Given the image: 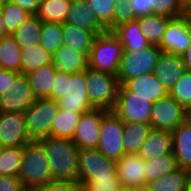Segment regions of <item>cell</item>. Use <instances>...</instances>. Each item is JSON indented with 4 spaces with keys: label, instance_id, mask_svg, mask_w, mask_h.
Returning a JSON list of instances; mask_svg holds the SVG:
<instances>
[{
    "label": "cell",
    "instance_id": "6da1fadb",
    "mask_svg": "<svg viewBox=\"0 0 191 191\" xmlns=\"http://www.w3.org/2000/svg\"><path fill=\"white\" fill-rule=\"evenodd\" d=\"M51 99L57 100L59 109L67 111L87 112L94 109L87 94L85 71L56 73Z\"/></svg>",
    "mask_w": 191,
    "mask_h": 191
},
{
    "label": "cell",
    "instance_id": "7a4b0ae2",
    "mask_svg": "<svg viewBox=\"0 0 191 191\" xmlns=\"http://www.w3.org/2000/svg\"><path fill=\"white\" fill-rule=\"evenodd\" d=\"M40 142L49 159L52 180L77 181L80 149L74 141L49 136Z\"/></svg>",
    "mask_w": 191,
    "mask_h": 191
},
{
    "label": "cell",
    "instance_id": "3957f363",
    "mask_svg": "<svg viewBox=\"0 0 191 191\" xmlns=\"http://www.w3.org/2000/svg\"><path fill=\"white\" fill-rule=\"evenodd\" d=\"M123 45L112 31L96 36L88 57V67L100 72L116 75L120 69Z\"/></svg>",
    "mask_w": 191,
    "mask_h": 191
},
{
    "label": "cell",
    "instance_id": "277c9868",
    "mask_svg": "<svg viewBox=\"0 0 191 191\" xmlns=\"http://www.w3.org/2000/svg\"><path fill=\"white\" fill-rule=\"evenodd\" d=\"M18 177L27 190L52 180L49 159L40 141H30L24 145Z\"/></svg>",
    "mask_w": 191,
    "mask_h": 191
},
{
    "label": "cell",
    "instance_id": "5b68a950",
    "mask_svg": "<svg viewBox=\"0 0 191 191\" xmlns=\"http://www.w3.org/2000/svg\"><path fill=\"white\" fill-rule=\"evenodd\" d=\"M89 102L94 109L113 111L116 105L120 83L116 75L85 70Z\"/></svg>",
    "mask_w": 191,
    "mask_h": 191
},
{
    "label": "cell",
    "instance_id": "8992f818",
    "mask_svg": "<svg viewBox=\"0 0 191 191\" xmlns=\"http://www.w3.org/2000/svg\"><path fill=\"white\" fill-rule=\"evenodd\" d=\"M57 100L38 98L24 112L26 130L31 141L51 136V126L58 113Z\"/></svg>",
    "mask_w": 191,
    "mask_h": 191
},
{
    "label": "cell",
    "instance_id": "52a82bcc",
    "mask_svg": "<svg viewBox=\"0 0 191 191\" xmlns=\"http://www.w3.org/2000/svg\"><path fill=\"white\" fill-rule=\"evenodd\" d=\"M90 180H119L116 161L105 157L97 148L79 151L77 181L83 186Z\"/></svg>",
    "mask_w": 191,
    "mask_h": 191
},
{
    "label": "cell",
    "instance_id": "ba28073f",
    "mask_svg": "<svg viewBox=\"0 0 191 191\" xmlns=\"http://www.w3.org/2000/svg\"><path fill=\"white\" fill-rule=\"evenodd\" d=\"M161 52L156 45L136 51H123L117 74L120 85H124L128 80L138 76L153 73Z\"/></svg>",
    "mask_w": 191,
    "mask_h": 191
},
{
    "label": "cell",
    "instance_id": "9c48e42d",
    "mask_svg": "<svg viewBox=\"0 0 191 191\" xmlns=\"http://www.w3.org/2000/svg\"><path fill=\"white\" fill-rule=\"evenodd\" d=\"M123 130L124 122L113 111L102 118L97 149L105 157L117 161L125 154Z\"/></svg>",
    "mask_w": 191,
    "mask_h": 191
},
{
    "label": "cell",
    "instance_id": "30bf717a",
    "mask_svg": "<svg viewBox=\"0 0 191 191\" xmlns=\"http://www.w3.org/2000/svg\"><path fill=\"white\" fill-rule=\"evenodd\" d=\"M153 103L142 96H131V91L120 85L113 112L128 123H149Z\"/></svg>",
    "mask_w": 191,
    "mask_h": 191
},
{
    "label": "cell",
    "instance_id": "8fae6325",
    "mask_svg": "<svg viewBox=\"0 0 191 191\" xmlns=\"http://www.w3.org/2000/svg\"><path fill=\"white\" fill-rule=\"evenodd\" d=\"M185 116L186 109L167 95L153 103L149 124L154 129L173 132L185 122Z\"/></svg>",
    "mask_w": 191,
    "mask_h": 191
},
{
    "label": "cell",
    "instance_id": "7c38bea8",
    "mask_svg": "<svg viewBox=\"0 0 191 191\" xmlns=\"http://www.w3.org/2000/svg\"><path fill=\"white\" fill-rule=\"evenodd\" d=\"M35 101L28 77L20 74L10 90L0 96V113H23Z\"/></svg>",
    "mask_w": 191,
    "mask_h": 191
},
{
    "label": "cell",
    "instance_id": "4fadbf2b",
    "mask_svg": "<svg viewBox=\"0 0 191 191\" xmlns=\"http://www.w3.org/2000/svg\"><path fill=\"white\" fill-rule=\"evenodd\" d=\"M191 44V25L183 16L172 18L158 48L165 53L182 56Z\"/></svg>",
    "mask_w": 191,
    "mask_h": 191
},
{
    "label": "cell",
    "instance_id": "5bb4252c",
    "mask_svg": "<svg viewBox=\"0 0 191 191\" xmlns=\"http://www.w3.org/2000/svg\"><path fill=\"white\" fill-rule=\"evenodd\" d=\"M108 112L103 109H93L82 114L72 139L80 150L97 148L100 140V124Z\"/></svg>",
    "mask_w": 191,
    "mask_h": 191
},
{
    "label": "cell",
    "instance_id": "9a60e30c",
    "mask_svg": "<svg viewBox=\"0 0 191 191\" xmlns=\"http://www.w3.org/2000/svg\"><path fill=\"white\" fill-rule=\"evenodd\" d=\"M23 113H0V145L24 146L30 142Z\"/></svg>",
    "mask_w": 191,
    "mask_h": 191
},
{
    "label": "cell",
    "instance_id": "2e32d148",
    "mask_svg": "<svg viewBox=\"0 0 191 191\" xmlns=\"http://www.w3.org/2000/svg\"><path fill=\"white\" fill-rule=\"evenodd\" d=\"M145 161L138 154H124L116 161L117 176L122 187H146Z\"/></svg>",
    "mask_w": 191,
    "mask_h": 191
},
{
    "label": "cell",
    "instance_id": "e0dca14e",
    "mask_svg": "<svg viewBox=\"0 0 191 191\" xmlns=\"http://www.w3.org/2000/svg\"><path fill=\"white\" fill-rule=\"evenodd\" d=\"M185 65L180 55L161 52L153 74L169 92L185 73Z\"/></svg>",
    "mask_w": 191,
    "mask_h": 191
},
{
    "label": "cell",
    "instance_id": "ac0fdd59",
    "mask_svg": "<svg viewBox=\"0 0 191 191\" xmlns=\"http://www.w3.org/2000/svg\"><path fill=\"white\" fill-rule=\"evenodd\" d=\"M173 137L172 133L167 130L152 128L148 138L141 145L138 155L144 161H150L154 158L172 154Z\"/></svg>",
    "mask_w": 191,
    "mask_h": 191
},
{
    "label": "cell",
    "instance_id": "d6986e66",
    "mask_svg": "<svg viewBox=\"0 0 191 191\" xmlns=\"http://www.w3.org/2000/svg\"><path fill=\"white\" fill-rule=\"evenodd\" d=\"M64 24L94 31L97 35L106 31L96 19L93 10L86 0H72L71 10Z\"/></svg>",
    "mask_w": 191,
    "mask_h": 191
},
{
    "label": "cell",
    "instance_id": "ffe728a7",
    "mask_svg": "<svg viewBox=\"0 0 191 191\" xmlns=\"http://www.w3.org/2000/svg\"><path fill=\"white\" fill-rule=\"evenodd\" d=\"M124 85L131 91V96H142L152 103L169 95L167 89L153 73L130 79Z\"/></svg>",
    "mask_w": 191,
    "mask_h": 191
},
{
    "label": "cell",
    "instance_id": "44dd1931",
    "mask_svg": "<svg viewBox=\"0 0 191 191\" xmlns=\"http://www.w3.org/2000/svg\"><path fill=\"white\" fill-rule=\"evenodd\" d=\"M52 64L56 73H80L88 68V57L62 45L53 55Z\"/></svg>",
    "mask_w": 191,
    "mask_h": 191
},
{
    "label": "cell",
    "instance_id": "7402d4cb",
    "mask_svg": "<svg viewBox=\"0 0 191 191\" xmlns=\"http://www.w3.org/2000/svg\"><path fill=\"white\" fill-rule=\"evenodd\" d=\"M172 133L173 154L178 168L191 170V125L186 121L180 124Z\"/></svg>",
    "mask_w": 191,
    "mask_h": 191
},
{
    "label": "cell",
    "instance_id": "603a6c76",
    "mask_svg": "<svg viewBox=\"0 0 191 191\" xmlns=\"http://www.w3.org/2000/svg\"><path fill=\"white\" fill-rule=\"evenodd\" d=\"M112 32L123 45V51H136L150 46L147 38L142 34L141 26L137 19L117 26Z\"/></svg>",
    "mask_w": 191,
    "mask_h": 191
},
{
    "label": "cell",
    "instance_id": "cb8c5ba5",
    "mask_svg": "<svg viewBox=\"0 0 191 191\" xmlns=\"http://www.w3.org/2000/svg\"><path fill=\"white\" fill-rule=\"evenodd\" d=\"M96 36L97 34L94 31L63 24V45L77 52H81L87 57H89Z\"/></svg>",
    "mask_w": 191,
    "mask_h": 191
},
{
    "label": "cell",
    "instance_id": "d4e9b609",
    "mask_svg": "<svg viewBox=\"0 0 191 191\" xmlns=\"http://www.w3.org/2000/svg\"><path fill=\"white\" fill-rule=\"evenodd\" d=\"M55 74L56 71L53 64L41 66L38 69L26 74L36 99H51V89L54 85Z\"/></svg>",
    "mask_w": 191,
    "mask_h": 191
},
{
    "label": "cell",
    "instance_id": "484cf974",
    "mask_svg": "<svg viewBox=\"0 0 191 191\" xmlns=\"http://www.w3.org/2000/svg\"><path fill=\"white\" fill-rule=\"evenodd\" d=\"M141 26L143 36H145L150 45L159 46L166 31L168 22L172 19L164 15H143L136 17Z\"/></svg>",
    "mask_w": 191,
    "mask_h": 191
},
{
    "label": "cell",
    "instance_id": "4316f807",
    "mask_svg": "<svg viewBox=\"0 0 191 191\" xmlns=\"http://www.w3.org/2000/svg\"><path fill=\"white\" fill-rule=\"evenodd\" d=\"M72 0H40L36 16L42 22L64 24L71 10Z\"/></svg>",
    "mask_w": 191,
    "mask_h": 191
},
{
    "label": "cell",
    "instance_id": "83f0119b",
    "mask_svg": "<svg viewBox=\"0 0 191 191\" xmlns=\"http://www.w3.org/2000/svg\"><path fill=\"white\" fill-rule=\"evenodd\" d=\"M43 22L36 16L31 15L11 35L21 49L40 45V37Z\"/></svg>",
    "mask_w": 191,
    "mask_h": 191
},
{
    "label": "cell",
    "instance_id": "f1b7e54d",
    "mask_svg": "<svg viewBox=\"0 0 191 191\" xmlns=\"http://www.w3.org/2000/svg\"><path fill=\"white\" fill-rule=\"evenodd\" d=\"M152 127L149 123L124 122L123 145L125 154H138L141 145L148 138Z\"/></svg>",
    "mask_w": 191,
    "mask_h": 191
},
{
    "label": "cell",
    "instance_id": "f546056e",
    "mask_svg": "<svg viewBox=\"0 0 191 191\" xmlns=\"http://www.w3.org/2000/svg\"><path fill=\"white\" fill-rule=\"evenodd\" d=\"M0 66L6 71L22 72L21 47L11 35L0 38Z\"/></svg>",
    "mask_w": 191,
    "mask_h": 191
},
{
    "label": "cell",
    "instance_id": "4dcf8cb0",
    "mask_svg": "<svg viewBox=\"0 0 191 191\" xmlns=\"http://www.w3.org/2000/svg\"><path fill=\"white\" fill-rule=\"evenodd\" d=\"M83 113L59 109L51 126V137L72 140Z\"/></svg>",
    "mask_w": 191,
    "mask_h": 191
},
{
    "label": "cell",
    "instance_id": "1f68e13d",
    "mask_svg": "<svg viewBox=\"0 0 191 191\" xmlns=\"http://www.w3.org/2000/svg\"><path fill=\"white\" fill-rule=\"evenodd\" d=\"M189 171L178 168L158 180L147 183L150 191H187Z\"/></svg>",
    "mask_w": 191,
    "mask_h": 191
},
{
    "label": "cell",
    "instance_id": "d6a6232c",
    "mask_svg": "<svg viewBox=\"0 0 191 191\" xmlns=\"http://www.w3.org/2000/svg\"><path fill=\"white\" fill-rule=\"evenodd\" d=\"M146 184L158 180L164 175L172 173L178 169L177 160L174 154H167L150 161H145Z\"/></svg>",
    "mask_w": 191,
    "mask_h": 191
},
{
    "label": "cell",
    "instance_id": "836d02e7",
    "mask_svg": "<svg viewBox=\"0 0 191 191\" xmlns=\"http://www.w3.org/2000/svg\"><path fill=\"white\" fill-rule=\"evenodd\" d=\"M21 74H28L41 66L52 64L53 55L46 52L41 45L21 49Z\"/></svg>",
    "mask_w": 191,
    "mask_h": 191
},
{
    "label": "cell",
    "instance_id": "e575fe53",
    "mask_svg": "<svg viewBox=\"0 0 191 191\" xmlns=\"http://www.w3.org/2000/svg\"><path fill=\"white\" fill-rule=\"evenodd\" d=\"M24 146L2 147L0 151V176H18Z\"/></svg>",
    "mask_w": 191,
    "mask_h": 191
},
{
    "label": "cell",
    "instance_id": "d590c367",
    "mask_svg": "<svg viewBox=\"0 0 191 191\" xmlns=\"http://www.w3.org/2000/svg\"><path fill=\"white\" fill-rule=\"evenodd\" d=\"M1 15L4 22V36L12 35L31 16L27 11L11 1L2 4Z\"/></svg>",
    "mask_w": 191,
    "mask_h": 191
},
{
    "label": "cell",
    "instance_id": "8d00e7d4",
    "mask_svg": "<svg viewBox=\"0 0 191 191\" xmlns=\"http://www.w3.org/2000/svg\"><path fill=\"white\" fill-rule=\"evenodd\" d=\"M42 48L54 55L55 52L63 45V24L43 22L40 37Z\"/></svg>",
    "mask_w": 191,
    "mask_h": 191
},
{
    "label": "cell",
    "instance_id": "74e56055",
    "mask_svg": "<svg viewBox=\"0 0 191 191\" xmlns=\"http://www.w3.org/2000/svg\"><path fill=\"white\" fill-rule=\"evenodd\" d=\"M98 22L107 30H113V9L117 0H86Z\"/></svg>",
    "mask_w": 191,
    "mask_h": 191
},
{
    "label": "cell",
    "instance_id": "f35d334b",
    "mask_svg": "<svg viewBox=\"0 0 191 191\" xmlns=\"http://www.w3.org/2000/svg\"><path fill=\"white\" fill-rule=\"evenodd\" d=\"M169 95L185 109L191 106V72L185 71Z\"/></svg>",
    "mask_w": 191,
    "mask_h": 191
},
{
    "label": "cell",
    "instance_id": "ab89813d",
    "mask_svg": "<svg viewBox=\"0 0 191 191\" xmlns=\"http://www.w3.org/2000/svg\"><path fill=\"white\" fill-rule=\"evenodd\" d=\"M83 186L78 181L50 180L49 182L33 186L29 191H82Z\"/></svg>",
    "mask_w": 191,
    "mask_h": 191
},
{
    "label": "cell",
    "instance_id": "60d3db41",
    "mask_svg": "<svg viewBox=\"0 0 191 191\" xmlns=\"http://www.w3.org/2000/svg\"><path fill=\"white\" fill-rule=\"evenodd\" d=\"M152 14L170 18L181 17L183 16V5L179 0H156Z\"/></svg>",
    "mask_w": 191,
    "mask_h": 191
},
{
    "label": "cell",
    "instance_id": "b9f144b4",
    "mask_svg": "<svg viewBox=\"0 0 191 191\" xmlns=\"http://www.w3.org/2000/svg\"><path fill=\"white\" fill-rule=\"evenodd\" d=\"M136 19L129 0H117L113 9V29L117 26Z\"/></svg>",
    "mask_w": 191,
    "mask_h": 191
},
{
    "label": "cell",
    "instance_id": "7bdbcfd3",
    "mask_svg": "<svg viewBox=\"0 0 191 191\" xmlns=\"http://www.w3.org/2000/svg\"><path fill=\"white\" fill-rule=\"evenodd\" d=\"M83 188L86 191H120L122 184L119 180H90Z\"/></svg>",
    "mask_w": 191,
    "mask_h": 191
},
{
    "label": "cell",
    "instance_id": "ee69618b",
    "mask_svg": "<svg viewBox=\"0 0 191 191\" xmlns=\"http://www.w3.org/2000/svg\"><path fill=\"white\" fill-rule=\"evenodd\" d=\"M135 17L152 14L156 0H129Z\"/></svg>",
    "mask_w": 191,
    "mask_h": 191
},
{
    "label": "cell",
    "instance_id": "f6af8a7d",
    "mask_svg": "<svg viewBox=\"0 0 191 191\" xmlns=\"http://www.w3.org/2000/svg\"><path fill=\"white\" fill-rule=\"evenodd\" d=\"M18 176H0V191H26Z\"/></svg>",
    "mask_w": 191,
    "mask_h": 191
},
{
    "label": "cell",
    "instance_id": "bcb514c9",
    "mask_svg": "<svg viewBox=\"0 0 191 191\" xmlns=\"http://www.w3.org/2000/svg\"><path fill=\"white\" fill-rule=\"evenodd\" d=\"M20 72L6 71L4 69L0 72V96L10 90L11 85L15 84V80L20 75Z\"/></svg>",
    "mask_w": 191,
    "mask_h": 191
},
{
    "label": "cell",
    "instance_id": "7dc6e473",
    "mask_svg": "<svg viewBox=\"0 0 191 191\" xmlns=\"http://www.w3.org/2000/svg\"><path fill=\"white\" fill-rule=\"evenodd\" d=\"M31 15H36L40 0H11Z\"/></svg>",
    "mask_w": 191,
    "mask_h": 191
},
{
    "label": "cell",
    "instance_id": "c3c4849f",
    "mask_svg": "<svg viewBox=\"0 0 191 191\" xmlns=\"http://www.w3.org/2000/svg\"><path fill=\"white\" fill-rule=\"evenodd\" d=\"M181 57L183 59L186 71L191 72V44Z\"/></svg>",
    "mask_w": 191,
    "mask_h": 191
},
{
    "label": "cell",
    "instance_id": "681fc988",
    "mask_svg": "<svg viewBox=\"0 0 191 191\" xmlns=\"http://www.w3.org/2000/svg\"><path fill=\"white\" fill-rule=\"evenodd\" d=\"M183 17L191 25V1L183 6Z\"/></svg>",
    "mask_w": 191,
    "mask_h": 191
},
{
    "label": "cell",
    "instance_id": "f907efd6",
    "mask_svg": "<svg viewBox=\"0 0 191 191\" xmlns=\"http://www.w3.org/2000/svg\"><path fill=\"white\" fill-rule=\"evenodd\" d=\"M185 121L191 125V106L186 108V116H185Z\"/></svg>",
    "mask_w": 191,
    "mask_h": 191
},
{
    "label": "cell",
    "instance_id": "816d5d0a",
    "mask_svg": "<svg viewBox=\"0 0 191 191\" xmlns=\"http://www.w3.org/2000/svg\"><path fill=\"white\" fill-rule=\"evenodd\" d=\"M4 36V22L0 12V38Z\"/></svg>",
    "mask_w": 191,
    "mask_h": 191
},
{
    "label": "cell",
    "instance_id": "f5cc1de1",
    "mask_svg": "<svg viewBox=\"0 0 191 191\" xmlns=\"http://www.w3.org/2000/svg\"><path fill=\"white\" fill-rule=\"evenodd\" d=\"M120 191H140L139 188H132V187H122Z\"/></svg>",
    "mask_w": 191,
    "mask_h": 191
},
{
    "label": "cell",
    "instance_id": "db71d44e",
    "mask_svg": "<svg viewBox=\"0 0 191 191\" xmlns=\"http://www.w3.org/2000/svg\"><path fill=\"white\" fill-rule=\"evenodd\" d=\"M187 191H191V170L189 171Z\"/></svg>",
    "mask_w": 191,
    "mask_h": 191
},
{
    "label": "cell",
    "instance_id": "11a10c76",
    "mask_svg": "<svg viewBox=\"0 0 191 191\" xmlns=\"http://www.w3.org/2000/svg\"><path fill=\"white\" fill-rule=\"evenodd\" d=\"M181 2V4L184 6L186 3H188L191 0H179Z\"/></svg>",
    "mask_w": 191,
    "mask_h": 191
},
{
    "label": "cell",
    "instance_id": "9f6ffc18",
    "mask_svg": "<svg viewBox=\"0 0 191 191\" xmlns=\"http://www.w3.org/2000/svg\"><path fill=\"white\" fill-rule=\"evenodd\" d=\"M11 0H0V2L3 4V3H8L10 2Z\"/></svg>",
    "mask_w": 191,
    "mask_h": 191
},
{
    "label": "cell",
    "instance_id": "6f0895ef",
    "mask_svg": "<svg viewBox=\"0 0 191 191\" xmlns=\"http://www.w3.org/2000/svg\"><path fill=\"white\" fill-rule=\"evenodd\" d=\"M140 191H150V190H148L146 187H144V188L140 189Z\"/></svg>",
    "mask_w": 191,
    "mask_h": 191
}]
</instances>
